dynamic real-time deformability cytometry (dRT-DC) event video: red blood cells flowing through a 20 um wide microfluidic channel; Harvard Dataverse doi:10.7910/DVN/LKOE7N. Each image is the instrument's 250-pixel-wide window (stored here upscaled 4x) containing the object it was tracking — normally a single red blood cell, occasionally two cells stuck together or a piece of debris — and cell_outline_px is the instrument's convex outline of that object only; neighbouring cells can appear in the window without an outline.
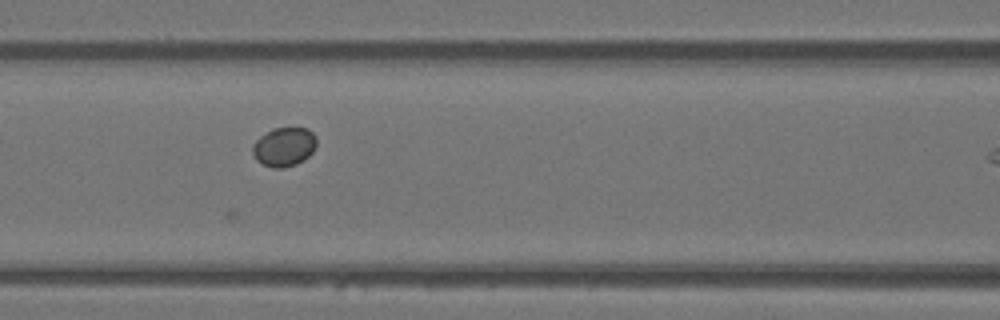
{"species": "Egyptian fruit bat (a non-hibernating species)", "species_latin": "Rousettus aegyptiacus", "temperature_condition": "warm", "stored_images_in_passage": 15, "camera_frame_rate_fps": 3000, "um_per_image_px": 0.085, "animal": {"sex": "female"}, "frame": {"image": 1, "passage_image": 8, "time_ms": 2.333, "image_size_px": [1000, 320], "cell_outline_px": [[316, 144], [312, 152], [308, 156], [296, 164], [280, 168], [272, 168], [256, 160], [252, 152], [252, 144], [260, 136], [272, 128], [308, 128], [316, 136]], "centroid_in_image_um": [24.13, 12.47], "position_along_channel_um": 142.5, "area_um2": 14.51}}
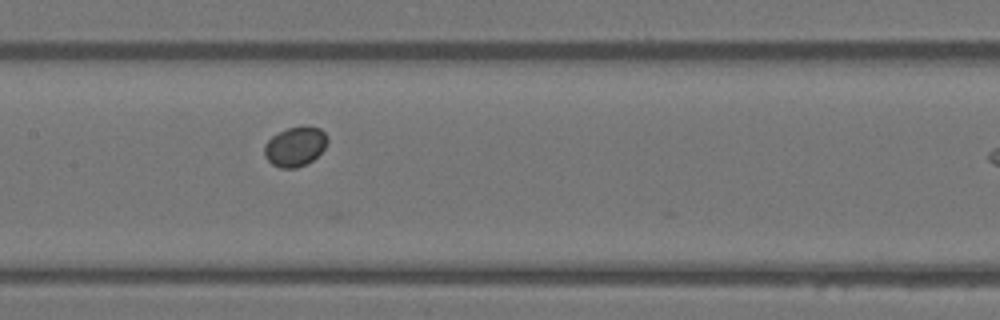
{"frame": {"image": 2, "passage_image": 11, "time_ms": 3.333, "image_size_px": [1000, 320], "cell_outline_px": [[328, 140], [324, 148], [312, 160], [296, 168], [280, 168], [272, 164], [264, 156], [264, 144], [272, 136], [288, 128], [320, 128], [328, 136]], "centroid_in_image_um": [25.06, 12.48], "position_along_channel_um": 182.3, "area_um2": 14.16}}
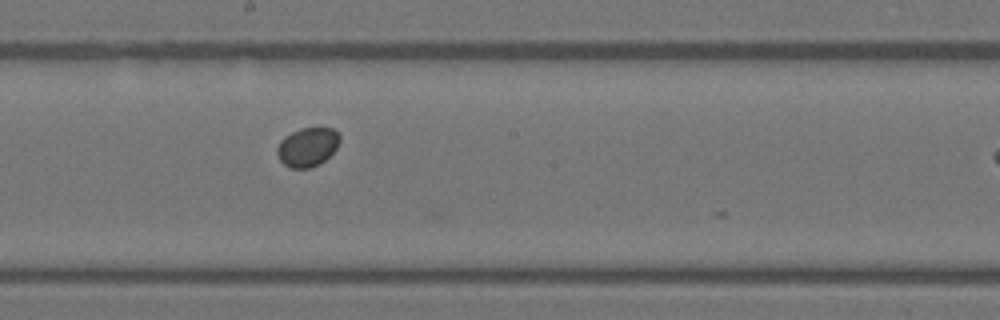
{"frame": {"image": 3, "passage_image": 14, "time_ms": 4.333, "image_size_px": [1000, 320], "cell_outline_px": [[340, 140], [336, 148], [320, 164], [308, 168], [288, 168], [280, 160], [276, 152], [276, 148], [280, 140], [284, 136], [300, 128], [332, 128], [340, 136]], "centroid_in_image_um": [26.1, 12.5], "position_along_channel_um": 222.1, "area_um2": 14.22}}